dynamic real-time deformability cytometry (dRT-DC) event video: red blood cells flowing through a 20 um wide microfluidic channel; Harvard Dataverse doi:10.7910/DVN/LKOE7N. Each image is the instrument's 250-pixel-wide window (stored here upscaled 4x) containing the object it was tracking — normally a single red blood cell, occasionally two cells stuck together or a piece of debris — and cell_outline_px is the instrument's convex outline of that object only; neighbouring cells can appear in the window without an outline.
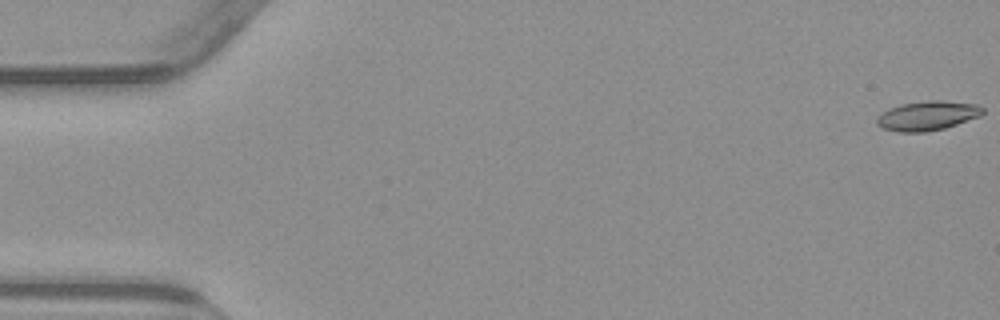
{"species": "common noctule bat (a hibernating species)", "species_latin": "Nyctalus noctula", "temperature_condition": "warm", "stored_images_in_passage": 55, "camera_frame_rate_fps": 3000, "um_per_image_px": 0.085, "animal": {"sex": "male", "body_mass_g": 23.1, "forearm_length_mm": 52.7}, "frame": {"image": 1, "passage_image": 1, "time_ms": 0.0, "image_size_px": [1000, 320], "cell_outline_px": [[984, 112], [980, 116], [944, 128], [924, 132], [900, 132], [884, 128], [876, 124], [876, 120], [888, 108], [900, 104], [928, 100], [944, 100], [980, 104], [984, 108]], "centroid_in_image_um": [78.88, 9.81], "position_along_channel_um": 6.1, "area_um2": 18.15}}
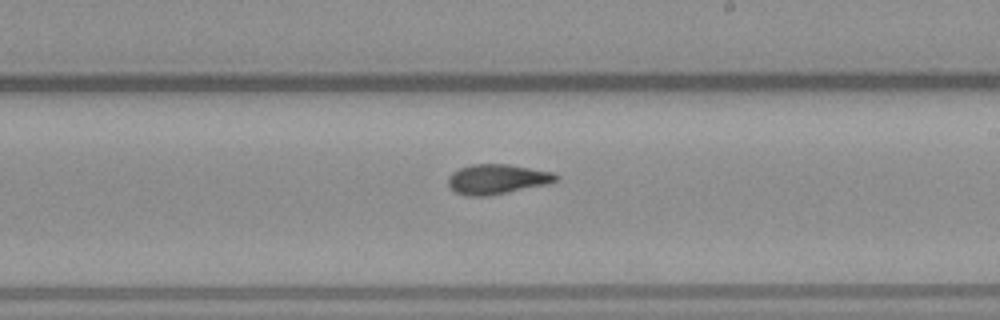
{"frame": {"image": 2, "passage_image": 32, "time_ms": 10.333, "image_size_px": [1000, 320], "cell_outline_px": [[560, 176], [556, 180], [548, 184], [484, 196], [468, 196], [456, 192], [448, 184], [448, 176], [452, 172], [460, 168], [472, 164], [508, 164], [552, 172]], "centroid_in_image_um": [42.24, 15.21], "position_along_channel_um": 246.8, "area_um2": 18.5}}
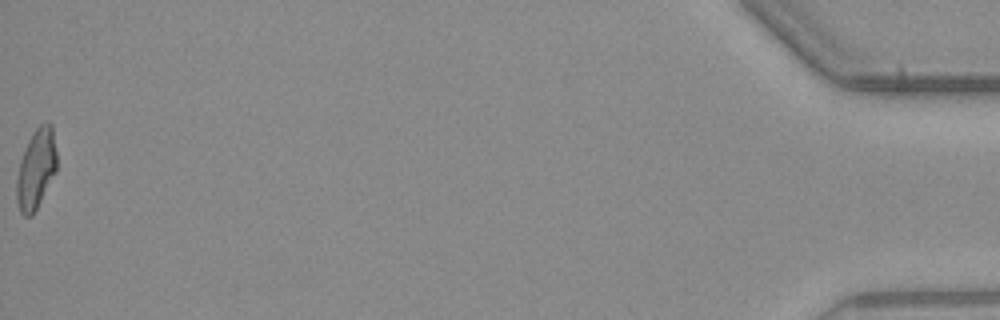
{"frame": {"image": 3, "passage_image": 55, "time_ms": 18.0, "image_size_px": [1000, 320], "cell_outline_px": [[56, 172], [32, 216], [24, 216], [20, 212], [16, 200], [16, 180], [20, 160], [28, 140], [32, 132], [40, 124], [48, 120], [52, 124], [56, 152]], "centroid_in_image_um": [3.06, 14.34], "position_along_channel_um": 432.1, "area_um2": 18.79}, "authors_computed_cell_mechanics": {"area_um2": 18.207, "velocity_mm_per_s": 3.8461, "shape_relaxation_time_tau1_ms": 11.2817, "shape_relaxation_time_tau2_ms": 3.3304, "deformation_change_tau1": 0.2895, "deformation_change_tau2": 0.1118}}